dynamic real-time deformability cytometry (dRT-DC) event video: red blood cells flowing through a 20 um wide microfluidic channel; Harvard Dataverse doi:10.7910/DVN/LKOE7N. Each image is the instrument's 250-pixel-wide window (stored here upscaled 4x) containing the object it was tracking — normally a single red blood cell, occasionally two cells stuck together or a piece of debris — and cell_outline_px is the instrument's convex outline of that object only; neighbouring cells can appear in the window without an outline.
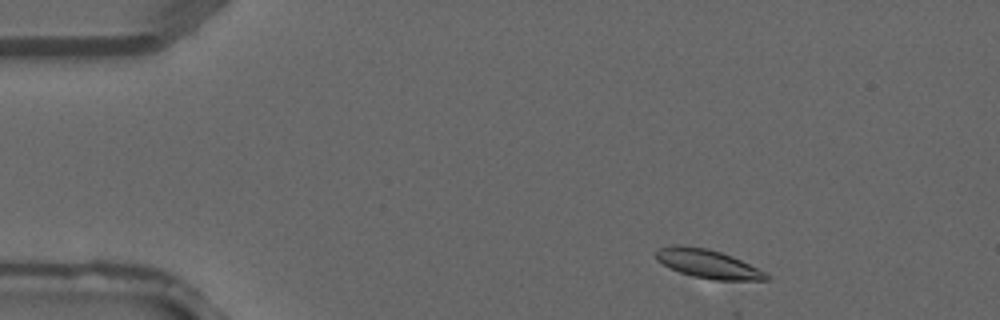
{"species": "common noctule bat (a hibernating species)", "species_latin": "Nyctalus noctula", "temperature_condition": "warm", "stored_images_in_passage": 2, "camera_frame_rate_fps": 3000, "um_per_image_px": 0.085, "animal": {"sex": "male", "forearm_length_mm": 52.5}, "frame": {"image": 1, "passage_image": 1, "time_ms": 0.0, "image_size_px": [1000, 320], "cell_outline_px": [[768, 280], [716, 280], [692, 276], [668, 268], [656, 260], [656, 252], [660, 248], [672, 244], [680, 244], [708, 248], [732, 256], [764, 272], [768, 276]], "centroid_in_image_um": [60.09, 22.41], "position_along_channel_um": 24.9, "area_um2": 18.38}}